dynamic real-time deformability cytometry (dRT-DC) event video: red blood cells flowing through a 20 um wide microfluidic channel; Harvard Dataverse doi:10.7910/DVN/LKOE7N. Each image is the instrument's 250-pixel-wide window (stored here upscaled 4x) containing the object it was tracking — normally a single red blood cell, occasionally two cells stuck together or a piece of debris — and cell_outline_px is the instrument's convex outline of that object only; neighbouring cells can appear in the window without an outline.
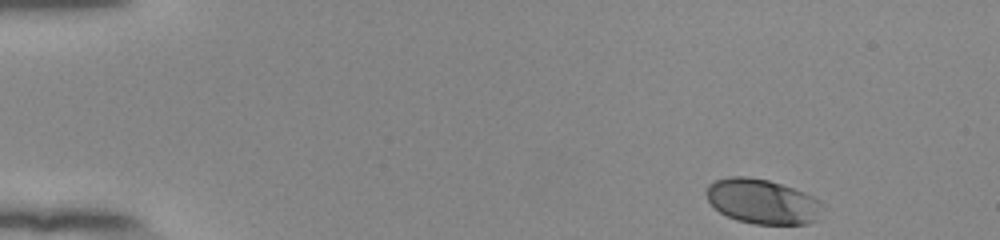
{"species": "human", "species_latin": "Homo sapiens", "temperature_condition": "room temperature", "stored_images_in_passage": 49, "camera_frame_rate_fps": 3000, "um_per_image_px": 0.085, "donor": {"sex": "female"}, "frame": {"image": 1, "passage_image": 1, "time_ms": 0.0, "image_size_px": [1000, 240], "cell_outline_px": [[824, 204], [816, 220], [808, 224], [756, 224], [736, 220], [720, 212], [708, 200], [704, 192], [708, 184], [716, 180], [728, 176], [748, 176], [768, 180], [804, 192], [820, 200]], "centroid_in_image_um": [64.79, 17.12], "position_along_channel_um": 20.2, "area_um2": 30.4}}
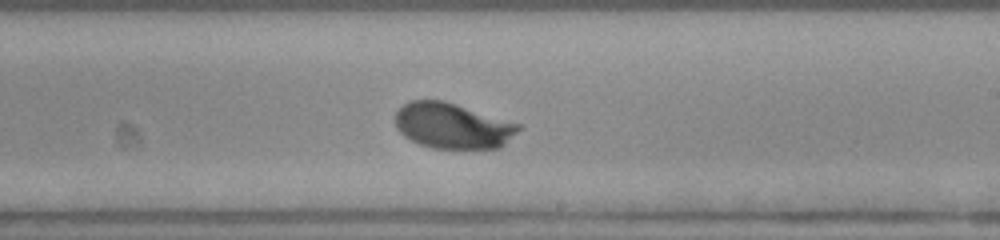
{"frame": {"image": 2, "passage_image": 28, "time_ms": 9.0, "image_size_px": [1000, 240], "cell_outline_px": [[524, 124], [500, 148], [432, 148], [420, 144], [404, 136], [396, 128], [396, 112], [404, 104], [412, 100], [444, 100]], "centroid_in_image_um": [38.49, 10.68], "position_along_channel_um": 250.5, "area_um2": 32.77}}
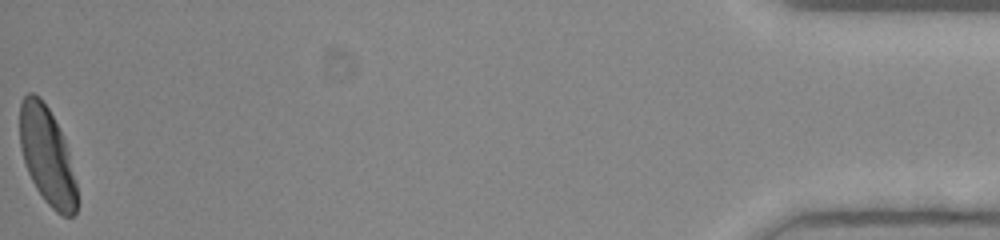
{"frame": {"image": 3, "passage_image": 49, "time_ms": 16.0, "image_size_px": [1000, 240], "cell_outline_px": [[76, 212], [72, 216], [64, 216], [56, 212], [44, 200], [36, 188], [28, 172], [20, 148], [20, 104], [24, 96], [28, 92], [32, 92], [40, 96], [48, 108], [64, 140], [68, 152], [76, 184]], "centroid_in_image_um": [3.98, 13.24], "position_along_channel_um": 431.2, "area_um2": 31.91}, "authors_computed_cell_mechanics": {"area_um2": 32.0212, "velocity_mm_per_s": 3.8528, "shape_relaxation_time_tau1_ms": 3.471, "shape_relaxation_time_tau2_ms": null, "deformation_change_tau1": 0.1689, "deformation_change_tau2": null}}